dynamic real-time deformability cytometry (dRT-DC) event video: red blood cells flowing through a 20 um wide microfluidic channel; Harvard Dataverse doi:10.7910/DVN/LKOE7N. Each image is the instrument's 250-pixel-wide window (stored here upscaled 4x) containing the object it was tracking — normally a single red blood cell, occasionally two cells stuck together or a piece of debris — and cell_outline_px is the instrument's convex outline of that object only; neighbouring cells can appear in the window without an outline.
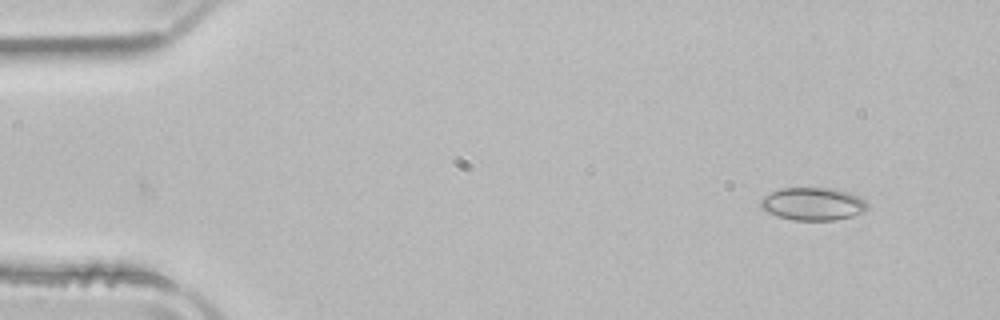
{"species": "common noctule bat (a hibernating species)", "species_latin": "Nyctalus noctula", "temperature_condition": "room temperature", "stored_images_in_passage": 34, "camera_frame_rate_fps": 3000, "um_per_image_px": 0.085, "animal": {"sex": "male", "body_mass_g": 21.5, "forearm_length_mm": 52.0}, "frame": {"image": 1, "passage_image": 2, "time_ms": 0.333, "image_size_px": [1000, 320], "cell_outline_px": [[868, 208], [864, 212], [852, 216], [836, 220], [792, 220], [776, 216], [760, 208], [760, 200], [764, 196], [780, 188], [836, 188], [860, 196], [868, 204]], "centroid_in_image_um": [69.11, 17.33], "position_along_channel_um": 15.9, "area_um2": 20.63}}
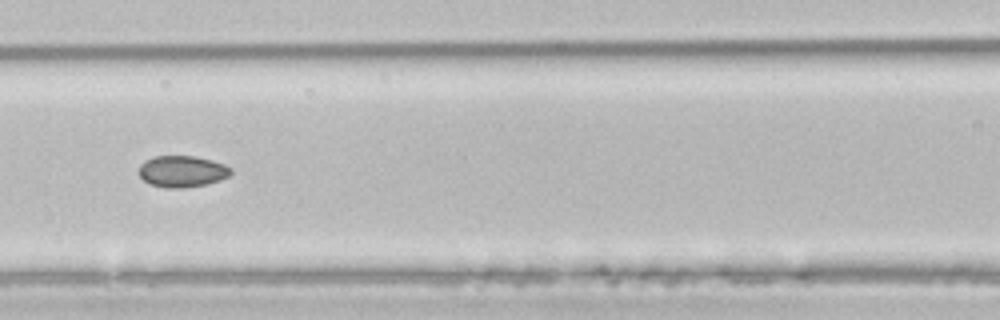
{"frame": {"image": 2, "passage_image": 20, "time_ms": 6.333, "image_size_px": [1000, 320], "cell_outline_px": [[232, 172], [228, 176], [220, 180], [204, 184], [184, 188], [164, 188], [152, 184], [144, 180], [140, 176], [140, 164], [144, 160], [152, 156], [196, 156], [212, 160], [224, 164], [232, 168]], "centroid_in_image_um": [15.48, 14.55], "position_along_channel_um": 151.1, "area_um2": 16.88}}
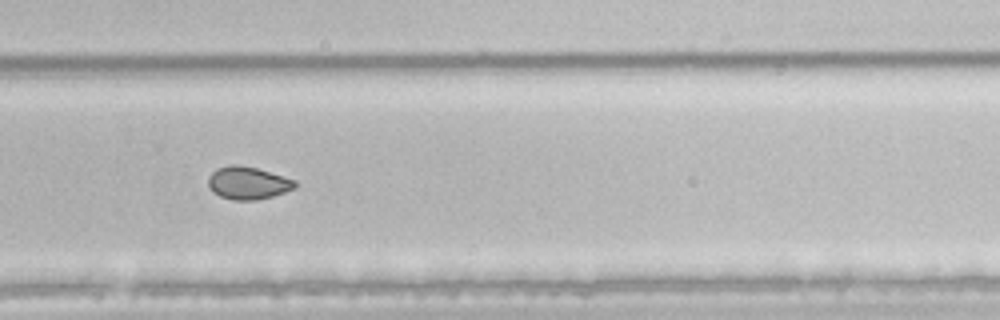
{"frame": {"image": 3, "passage_image": 32, "time_ms": 10.333, "image_size_px": [1000, 320], "cell_outline_px": [[296, 188], [272, 196], [256, 200], [232, 200], [220, 196], [212, 192], [208, 188], [208, 176], [216, 168], [228, 164], [236, 164], [256, 168], [284, 176], [296, 180]], "centroid_in_image_um": [21.04, 15.55], "position_along_channel_um": 308.8, "area_um2": 16.7}}